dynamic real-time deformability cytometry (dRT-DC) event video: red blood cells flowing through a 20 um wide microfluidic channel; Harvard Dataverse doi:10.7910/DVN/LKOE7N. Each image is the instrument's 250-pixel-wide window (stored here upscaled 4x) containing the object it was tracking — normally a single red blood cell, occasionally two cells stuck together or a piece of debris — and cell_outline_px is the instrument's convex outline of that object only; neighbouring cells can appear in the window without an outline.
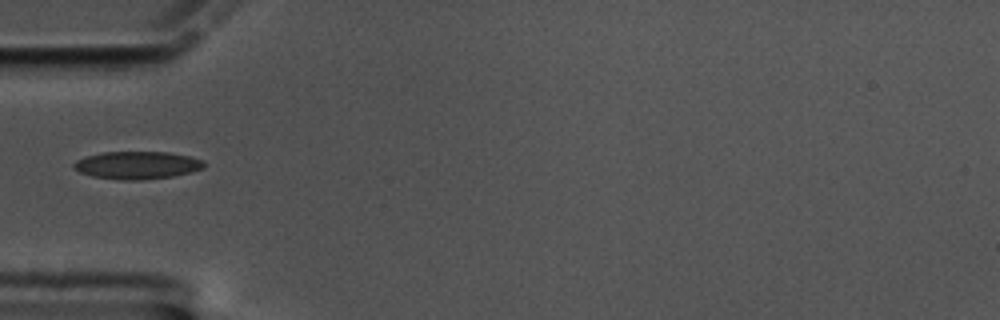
{"species": "common noctule bat (a hibernating species)", "species_latin": "Nyctalus noctula", "temperature_condition": "cold", "stored_images_in_passage": 41, "camera_frame_rate_fps": 3000, "um_per_image_px": 0.085, "animal": {"sex": "male", "body_mass_g": 17.5, "forearm_length_mm": 52.3}, "frame": {"image": 1, "passage_image": 1, "time_ms": 0.0, "image_size_px": [1000, 320], "cell_outline_px": [[204, 168], [192, 172], [172, 176], [140, 180], [124, 180], [92, 176], [80, 172], [72, 168], [72, 164], [76, 160], [88, 156], [104, 152], [168, 152], [192, 156], [204, 160]], "centroid_in_image_um": [11.68, 14.04], "position_along_channel_um": 73.3, "area_um2": 21.04}}
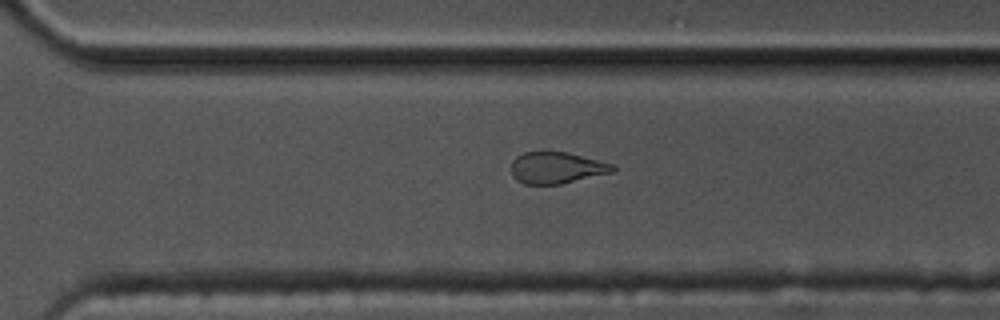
{"frame": {"image": 2, "passage_image": 23, "time_ms": 7.333, "image_size_px": [1000, 320], "cell_outline_px": [[616, 172], [560, 184], [524, 184], [516, 180], [512, 176], [512, 160], [516, 156], [524, 152], [568, 152], [612, 164], [616, 168]], "centroid_in_image_um": [47.32, 14.27], "position_along_channel_um": 323.3, "area_um2": 18.73}}
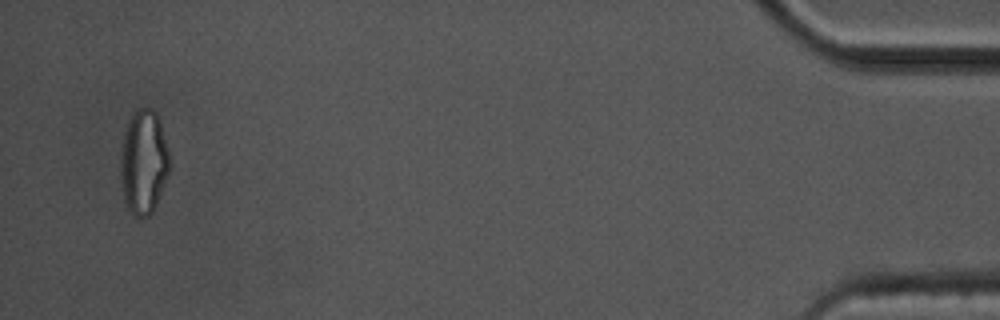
{"frame": {"image": 3, "passage_image": 39, "time_ms": 12.667, "image_size_px": [1000, 320], "cell_outline_px": [[168, 172], [156, 204], [152, 212], [148, 216], [136, 216], [128, 208], [124, 200], [120, 176], [120, 152], [124, 132], [128, 120], [132, 112], [136, 108], [152, 108], [156, 112], [160, 120], [168, 152]], "centroid_in_image_um": [12.17, 13.72], "position_along_channel_um": 423.0, "area_um2": 29.65}}